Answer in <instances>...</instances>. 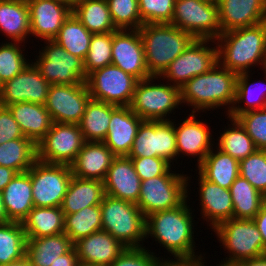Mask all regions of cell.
<instances>
[{"label":"cell","mask_w":266,"mask_h":266,"mask_svg":"<svg viewBox=\"0 0 266 266\" xmlns=\"http://www.w3.org/2000/svg\"><path fill=\"white\" fill-rule=\"evenodd\" d=\"M187 199L182 205L146 217V239L153 238L171 257L200 256L196 251L195 221ZM196 251V252H195Z\"/></svg>","instance_id":"1"},{"label":"cell","mask_w":266,"mask_h":266,"mask_svg":"<svg viewBox=\"0 0 266 266\" xmlns=\"http://www.w3.org/2000/svg\"><path fill=\"white\" fill-rule=\"evenodd\" d=\"M237 76L217 63L210 71L193 77L181 87L182 105L191 107V112L196 113L223 106L227 110L224 114L226 112L225 116H228L236 98Z\"/></svg>","instance_id":"2"},{"label":"cell","mask_w":266,"mask_h":266,"mask_svg":"<svg viewBox=\"0 0 266 266\" xmlns=\"http://www.w3.org/2000/svg\"><path fill=\"white\" fill-rule=\"evenodd\" d=\"M218 63L228 70L239 73L252 72L253 67L263 69L266 61V22L230 30L215 40Z\"/></svg>","instance_id":"3"},{"label":"cell","mask_w":266,"mask_h":266,"mask_svg":"<svg viewBox=\"0 0 266 266\" xmlns=\"http://www.w3.org/2000/svg\"><path fill=\"white\" fill-rule=\"evenodd\" d=\"M139 33L151 76H161L170 63L196 40L192 34L171 23L143 24Z\"/></svg>","instance_id":"4"},{"label":"cell","mask_w":266,"mask_h":266,"mask_svg":"<svg viewBox=\"0 0 266 266\" xmlns=\"http://www.w3.org/2000/svg\"><path fill=\"white\" fill-rule=\"evenodd\" d=\"M100 208L103 231L119 240L126 248L144 247L146 217L136 204L105 194Z\"/></svg>","instance_id":"5"},{"label":"cell","mask_w":266,"mask_h":266,"mask_svg":"<svg viewBox=\"0 0 266 266\" xmlns=\"http://www.w3.org/2000/svg\"><path fill=\"white\" fill-rule=\"evenodd\" d=\"M156 80L159 81L156 83ZM179 106L183 107L181 88L171 85L160 76L138 81L130 104L131 110L142 120H172L171 114L174 115V110L180 109Z\"/></svg>","instance_id":"6"},{"label":"cell","mask_w":266,"mask_h":266,"mask_svg":"<svg viewBox=\"0 0 266 266\" xmlns=\"http://www.w3.org/2000/svg\"><path fill=\"white\" fill-rule=\"evenodd\" d=\"M218 242L228 255L216 266L234 263L266 254L261 233L253 219H235L220 223L214 230ZM215 266V265H214Z\"/></svg>","instance_id":"7"},{"label":"cell","mask_w":266,"mask_h":266,"mask_svg":"<svg viewBox=\"0 0 266 266\" xmlns=\"http://www.w3.org/2000/svg\"><path fill=\"white\" fill-rule=\"evenodd\" d=\"M170 169L165 175L141 181L137 206L145 217L158 211L172 209L189 199L191 177Z\"/></svg>","instance_id":"8"},{"label":"cell","mask_w":266,"mask_h":266,"mask_svg":"<svg viewBox=\"0 0 266 266\" xmlns=\"http://www.w3.org/2000/svg\"><path fill=\"white\" fill-rule=\"evenodd\" d=\"M44 44L37 53L39 56L36 55L35 60H31L50 85H75L86 82L82 59L67 52L54 40H44Z\"/></svg>","instance_id":"9"},{"label":"cell","mask_w":266,"mask_h":266,"mask_svg":"<svg viewBox=\"0 0 266 266\" xmlns=\"http://www.w3.org/2000/svg\"><path fill=\"white\" fill-rule=\"evenodd\" d=\"M171 24L196 39L216 40L222 33L216 0H175Z\"/></svg>","instance_id":"10"},{"label":"cell","mask_w":266,"mask_h":266,"mask_svg":"<svg viewBox=\"0 0 266 266\" xmlns=\"http://www.w3.org/2000/svg\"><path fill=\"white\" fill-rule=\"evenodd\" d=\"M217 63L216 41L196 39L170 63L160 77L171 85L181 88L193 77L210 71Z\"/></svg>","instance_id":"11"},{"label":"cell","mask_w":266,"mask_h":266,"mask_svg":"<svg viewBox=\"0 0 266 266\" xmlns=\"http://www.w3.org/2000/svg\"><path fill=\"white\" fill-rule=\"evenodd\" d=\"M175 120H143L128 157H161L178 164Z\"/></svg>","instance_id":"12"},{"label":"cell","mask_w":266,"mask_h":266,"mask_svg":"<svg viewBox=\"0 0 266 266\" xmlns=\"http://www.w3.org/2000/svg\"><path fill=\"white\" fill-rule=\"evenodd\" d=\"M28 174L32 184L34 207H61L73 177L71 167L37 159Z\"/></svg>","instance_id":"13"},{"label":"cell","mask_w":266,"mask_h":266,"mask_svg":"<svg viewBox=\"0 0 266 266\" xmlns=\"http://www.w3.org/2000/svg\"><path fill=\"white\" fill-rule=\"evenodd\" d=\"M85 142L79 124L53 122L51 129L36 145L37 159L70 166Z\"/></svg>","instance_id":"14"},{"label":"cell","mask_w":266,"mask_h":266,"mask_svg":"<svg viewBox=\"0 0 266 266\" xmlns=\"http://www.w3.org/2000/svg\"><path fill=\"white\" fill-rule=\"evenodd\" d=\"M138 80L115 65L91 72L86 79L92 99L117 106H130Z\"/></svg>","instance_id":"15"},{"label":"cell","mask_w":266,"mask_h":266,"mask_svg":"<svg viewBox=\"0 0 266 266\" xmlns=\"http://www.w3.org/2000/svg\"><path fill=\"white\" fill-rule=\"evenodd\" d=\"M90 98L86 82L75 85L51 84L44 106L53 122L79 124Z\"/></svg>","instance_id":"16"},{"label":"cell","mask_w":266,"mask_h":266,"mask_svg":"<svg viewBox=\"0 0 266 266\" xmlns=\"http://www.w3.org/2000/svg\"><path fill=\"white\" fill-rule=\"evenodd\" d=\"M112 65L138 81L151 77L146 67L144 45L139 29L112 32Z\"/></svg>","instance_id":"17"},{"label":"cell","mask_w":266,"mask_h":266,"mask_svg":"<svg viewBox=\"0 0 266 266\" xmlns=\"http://www.w3.org/2000/svg\"><path fill=\"white\" fill-rule=\"evenodd\" d=\"M198 114L201 113L190 112L184 118L183 122L176 124L175 121V136L177 146V159L188 156L197 158L196 167L204 160L206 155L212 150L215 141L210 132L209 126L205 121L197 120ZM213 137V138H212ZM184 155V156H183ZM183 156V157H182Z\"/></svg>","instance_id":"18"},{"label":"cell","mask_w":266,"mask_h":266,"mask_svg":"<svg viewBox=\"0 0 266 266\" xmlns=\"http://www.w3.org/2000/svg\"><path fill=\"white\" fill-rule=\"evenodd\" d=\"M50 84L31 62L22 72L3 83L0 105L7 107L17 102L45 104Z\"/></svg>","instance_id":"19"},{"label":"cell","mask_w":266,"mask_h":266,"mask_svg":"<svg viewBox=\"0 0 266 266\" xmlns=\"http://www.w3.org/2000/svg\"><path fill=\"white\" fill-rule=\"evenodd\" d=\"M30 12L31 37L53 40L72 9L62 0H26Z\"/></svg>","instance_id":"20"},{"label":"cell","mask_w":266,"mask_h":266,"mask_svg":"<svg viewBox=\"0 0 266 266\" xmlns=\"http://www.w3.org/2000/svg\"><path fill=\"white\" fill-rule=\"evenodd\" d=\"M199 175V176H198ZM196 175L198 181L199 209L201 218L210 226L211 231L220 223L233 218V203L230 189L205 179L199 172Z\"/></svg>","instance_id":"21"},{"label":"cell","mask_w":266,"mask_h":266,"mask_svg":"<svg viewBox=\"0 0 266 266\" xmlns=\"http://www.w3.org/2000/svg\"><path fill=\"white\" fill-rule=\"evenodd\" d=\"M222 33L266 21V0H216Z\"/></svg>","instance_id":"22"},{"label":"cell","mask_w":266,"mask_h":266,"mask_svg":"<svg viewBox=\"0 0 266 266\" xmlns=\"http://www.w3.org/2000/svg\"><path fill=\"white\" fill-rule=\"evenodd\" d=\"M103 184L105 194L137 204L141 190V179L128 156H116L114 158Z\"/></svg>","instance_id":"23"},{"label":"cell","mask_w":266,"mask_h":266,"mask_svg":"<svg viewBox=\"0 0 266 266\" xmlns=\"http://www.w3.org/2000/svg\"><path fill=\"white\" fill-rule=\"evenodd\" d=\"M142 121L130 106H117L111 113L103 143L115 156H128Z\"/></svg>","instance_id":"24"},{"label":"cell","mask_w":266,"mask_h":266,"mask_svg":"<svg viewBox=\"0 0 266 266\" xmlns=\"http://www.w3.org/2000/svg\"><path fill=\"white\" fill-rule=\"evenodd\" d=\"M79 262L109 266L126 247L108 232L100 230L74 243Z\"/></svg>","instance_id":"25"},{"label":"cell","mask_w":266,"mask_h":266,"mask_svg":"<svg viewBox=\"0 0 266 266\" xmlns=\"http://www.w3.org/2000/svg\"><path fill=\"white\" fill-rule=\"evenodd\" d=\"M115 157L103 142H85L70 165L72 175L104 181Z\"/></svg>","instance_id":"26"},{"label":"cell","mask_w":266,"mask_h":266,"mask_svg":"<svg viewBox=\"0 0 266 266\" xmlns=\"http://www.w3.org/2000/svg\"><path fill=\"white\" fill-rule=\"evenodd\" d=\"M26 138L36 145L51 129L53 120L43 104L17 102L7 106Z\"/></svg>","instance_id":"27"},{"label":"cell","mask_w":266,"mask_h":266,"mask_svg":"<svg viewBox=\"0 0 266 266\" xmlns=\"http://www.w3.org/2000/svg\"><path fill=\"white\" fill-rule=\"evenodd\" d=\"M1 194L8 220L22 223L34 207L28 171L17 173Z\"/></svg>","instance_id":"28"},{"label":"cell","mask_w":266,"mask_h":266,"mask_svg":"<svg viewBox=\"0 0 266 266\" xmlns=\"http://www.w3.org/2000/svg\"><path fill=\"white\" fill-rule=\"evenodd\" d=\"M0 33L10 38L8 41L27 43L31 31L26 0H0Z\"/></svg>","instance_id":"29"},{"label":"cell","mask_w":266,"mask_h":266,"mask_svg":"<svg viewBox=\"0 0 266 266\" xmlns=\"http://www.w3.org/2000/svg\"><path fill=\"white\" fill-rule=\"evenodd\" d=\"M105 196L103 181L73 176L61 204L64 215L100 205Z\"/></svg>","instance_id":"30"},{"label":"cell","mask_w":266,"mask_h":266,"mask_svg":"<svg viewBox=\"0 0 266 266\" xmlns=\"http://www.w3.org/2000/svg\"><path fill=\"white\" fill-rule=\"evenodd\" d=\"M213 148L197 166L196 172L198 171L205 179L220 187L230 189L239 176V161L215 145Z\"/></svg>","instance_id":"31"},{"label":"cell","mask_w":266,"mask_h":266,"mask_svg":"<svg viewBox=\"0 0 266 266\" xmlns=\"http://www.w3.org/2000/svg\"><path fill=\"white\" fill-rule=\"evenodd\" d=\"M26 256L31 266H50L74 244L65 233L39 238H26Z\"/></svg>","instance_id":"32"},{"label":"cell","mask_w":266,"mask_h":266,"mask_svg":"<svg viewBox=\"0 0 266 266\" xmlns=\"http://www.w3.org/2000/svg\"><path fill=\"white\" fill-rule=\"evenodd\" d=\"M250 74L239 73L236 82V98L233 108L230 110L228 117L237 118L240 114L248 111L260 110L266 108V74L260 81H252ZM252 81V83H251ZM263 86H261V85ZM244 103L243 105H241Z\"/></svg>","instance_id":"33"},{"label":"cell","mask_w":266,"mask_h":266,"mask_svg":"<svg viewBox=\"0 0 266 266\" xmlns=\"http://www.w3.org/2000/svg\"><path fill=\"white\" fill-rule=\"evenodd\" d=\"M21 224L26 238L64 233V213L61 207H33Z\"/></svg>","instance_id":"34"},{"label":"cell","mask_w":266,"mask_h":266,"mask_svg":"<svg viewBox=\"0 0 266 266\" xmlns=\"http://www.w3.org/2000/svg\"><path fill=\"white\" fill-rule=\"evenodd\" d=\"M116 107L117 105L90 98L79 123L86 142H103L105 140L111 113Z\"/></svg>","instance_id":"35"},{"label":"cell","mask_w":266,"mask_h":266,"mask_svg":"<svg viewBox=\"0 0 266 266\" xmlns=\"http://www.w3.org/2000/svg\"><path fill=\"white\" fill-rule=\"evenodd\" d=\"M230 192L235 219H253L266 203V197L240 175L231 185Z\"/></svg>","instance_id":"36"},{"label":"cell","mask_w":266,"mask_h":266,"mask_svg":"<svg viewBox=\"0 0 266 266\" xmlns=\"http://www.w3.org/2000/svg\"><path fill=\"white\" fill-rule=\"evenodd\" d=\"M227 119L231 124L227 123L228 126L226 127L225 125L222 133L219 132L218 139H214L216 142L218 141L217 143L215 142V145L234 159L241 161L254 153L257 148L252 138L237 119L231 117H227Z\"/></svg>","instance_id":"37"},{"label":"cell","mask_w":266,"mask_h":266,"mask_svg":"<svg viewBox=\"0 0 266 266\" xmlns=\"http://www.w3.org/2000/svg\"><path fill=\"white\" fill-rule=\"evenodd\" d=\"M76 18L93 34L115 32L106 0H85L72 9Z\"/></svg>","instance_id":"38"},{"label":"cell","mask_w":266,"mask_h":266,"mask_svg":"<svg viewBox=\"0 0 266 266\" xmlns=\"http://www.w3.org/2000/svg\"><path fill=\"white\" fill-rule=\"evenodd\" d=\"M37 160V146L29 138H18L0 145V166L28 171Z\"/></svg>","instance_id":"39"},{"label":"cell","mask_w":266,"mask_h":266,"mask_svg":"<svg viewBox=\"0 0 266 266\" xmlns=\"http://www.w3.org/2000/svg\"><path fill=\"white\" fill-rule=\"evenodd\" d=\"M92 36L93 33L71 13L53 40L67 52L84 60L89 50Z\"/></svg>","instance_id":"40"},{"label":"cell","mask_w":266,"mask_h":266,"mask_svg":"<svg viewBox=\"0 0 266 266\" xmlns=\"http://www.w3.org/2000/svg\"><path fill=\"white\" fill-rule=\"evenodd\" d=\"M100 230H102L100 205L89 206L78 212L64 215V233L73 244Z\"/></svg>","instance_id":"41"},{"label":"cell","mask_w":266,"mask_h":266,"mask_svg":"<svg viewBox=\"0 0 266 266\" xmlns=\"http://www.w3.org/2000/svg\"><path fill=\"white\" fill-rule=\"evenodd\" d=\"M26 235L19 222L0 224V265L21 259L26 254Z\"/></svg>","instance_id":"42"},{"label":"cell","mask_w":266,"mask_h":266,"mask_svg":"<svg viewBox=\"0 0 266 266\" xmlns=\"http://www.w3.org/2000/svg\"><path fill=\"white\" fill-rule=\"evenodd\" d=\"M0 44V80L5 83L22 72L32 60L24 54L26 46L23 43L5 41Z\"/></svg>","instance_id":"43"},{"label":"cell","mask_w":266,"mask_h":266,"mask_svg":"<svg viewBox=\"0 0 266 266\" xmlns=\"http://www.w3.org/2000/svg\"><path fill=\"white\" fill-rule=\"evenodd\" d=\"M112 64V32L93 34L83 60L86 77L93 71Z\"/></svg>","instance_id":"44"},{"label":"cell","mask_w":266,"mask_h":266,"mask_svg":"<svg viewBox=\"0 0 266 266\" xmlns=\"http://www.w3.org/2000/svg\"><path fill=\"white\" fill-rule=\"evenodd\" d=\"M239 175L266 197V150L257 149L239 161Z\"/></svg>","instance_id":"45"},{"label":"cell","mask_w":266,"mask_h":266,"mask_svg":"<svg viewBox=\"0 0 266 266\" xmlns=\"http://www.w3.org/2000/svg\"><path fill=\"white\" fill-rule=\"evenodd\" d=\"M112 21L117 29H139L143 22L138 0H106Z\"/></svg>","instance_id":"46"},{"label":"cell","mask_w":266,"mask_h":266,"mask_svg":"<svg viewBox=\"0 0 266 266\" xmlns=\"http://www.w3.org/2000/svg\"><path fill=\"white\" fill-rule=\"evenodd\" d=\"M143 24L171 23L175 0H138Z\"/></svg>","instance_id":"47"},{"label":"cell","mask_w":266,"mask_h":266,"mask_svg":"<svg viewBox=\"0 0 266 266\" xmlns=\"http://www.w3.org/2000/svg\"><path fill=\"white\" fill-rule=\"evenodd\" d=\"M236 119L252 138L256 148L266 150V108L245 112Z\"/></svg>","instance_id":"48"},{"label":"cell","mask_w":266,"mask_h":266,"mask_svg":"<svg viewBox=\"0 0 266 266\" xmlns=\"http://www.w3.org/2000/svg\"><path fill=\"white\" fill-rule=\"evenodd\" d=\"M158 255L148 247H128L109 266H155Z\"/></svg>","instance_id":"49"},{"label":"cell","mask_w":266,"mask_h":266,"mask_svg":"<svg viewBox=\"0 0 266 266\" xmlns=\"http://www.w3.org/2000/svg\"><path fill=\"white\" fill-rule=\"evenodd\" d=\"M141 181L165 175L172 166L161 157H129Z\"/></svg>","instance_id":"50"},{"label":"cell","mask_w":266,"mask_h":266,"mask_svg":"<svg viewBox=\"0 0 266 266\" xmlns=\"http://www.w3.org/2000/svg\"><path fill=\"white\" fill-rule=\"evenodd\" d=\"M18 138L26 137L21 132L19 124L13 118L10 110L0 105V145Z\"/></svg>","instance_id":"51"},{"label":"cell","mask_w":266,"mask_h":266,"mask_svg":"<svg viewBox=\"0 0 266 266\" xmlns=\"http://www.w3.org/2000/svg\"><path fill=\"white\" fill-rule=\"evenodd\" d=\"M203 255L192 257H174V259L158 257L155 266H207Z\"/></svg>","instance_id":"52"},{"label":"cell","mask_w":266,"mask_h":266,"mask_svg":"<svg viewBox=\"0 0 266 266\" xmlns=\"http://www.w3.org/2000/svg\"><path fill=\"white\" fill-rule=\"evenodd\" d=\"M78 263L77 253L73 247L68 253L60 255L50 266H77Z\"/></svg>","instance_id":"53"},{"label":"cell","mask_w":266,"mask_h":266,"mask_svg":"<svg viewBox=\"0 0 266 266\" xmlns=\"http://www.w3.org/2000/svg\"><path fill=\"white\" fill-rule=\"evenodd\" d=\"M253 220L261 233L263 245L266 249V203L261 207Z\"/></svg>","instance_id":"54"},{"label":"cell","mask_w":266,"mask_h":266,"mask_svg":"<svg viewBox=\"0 0 266 266\" xmlns=\"http://www.w3.org/2000/svg\"><path fill=\"white\" fill-rule=\"evenodd\" d=\"M17 173L18 172L13 169L0 166V192L3 191V189L11 182Z\"/></svg>","instance_id":"55"},{"label":"cell","mask_w":266,"mask_h":266,"mask_svg":"<svg viewBox=\"0 0 266 266\" xmlns=\"http://www.w3.org/2000/svg\"><path fill=\"white\" fill-rule=\"evenodd\" d=\"M231 266H266V254L234 263Z\"/></svg>","instance_id":"56"},{"label":"cell","mask_w":266,"mask_h":266,"mask_svg":"<svg viewBox=\"0 0 266 266\" xmlns=\"http://www.w3.org/2000/svg\"><path fill=\"white\" fill-rule=\"evenodd\" d=\"M0 266H31L27 256L25 255L24 257H22L19 260L10 262L8 264H4V265H0Z\"/></svg>","instance_id":"57"},{"label":"cell","mask_w":266,"mask_h":266,"mask_svg":"<svg viewBox=\"0 0 266 266\" xmlns=\"http://www.w3.org/2000/svg\"><path fill=\"white\" fill-rule=\"evenodd\" d=\"M7 222H10V221L7 218L6 210H5L4 203H3L2 194L0 192V224H4Z\"/></svg>","instance_id":"58"},{"label":"cell","mask_w":266,"mask_h":266,"mask_svg":"<svg viewBox=\"0 0 266 266\" xmlns=\"http://www.w3.org/2000/svg\"><path fill=\"white\" fill-rule=\"evenodd\" d=\"M65 4H67L71 9H73L76 5L85 0H62Z\"/></svg>","instance_id":"59"},{"label":"cell","mask_w":266,"mask_h":266,"mask_svg":"<svg viewBox=\"0 0 266 266\" xmlns=\"http://www.w3.org/2000/svg\"><path fill=\"white\" fill-rule=\"evenodd\" d=\"M77 266H103V265H96V264H88L84 262H79Z\"/></svg>","instance_id":"60"},{"label":"cell","mask_w":266,"mask_h":266,"mask_svg":"<svg viewBox=\"0 0 266 266\" xmlns=\"http://www.w3.org/2000/svg\"><path fill=\"white\" fill-rule=\"evenodd\" d=\"M263 73H265L266 74V61H265V63H264V66H263Z\"/></svg>","instance_id":"61"},{"label":"cell","mask_w":266,"mask_h":266,"mask_svg":"<svg viewBox=\"0 0 266 266\" xmlns=\"http://www.w3.org/2000/svg\"><path fill=\"white\" fill-rule=\"evenodd\" d=\"M2 86H3V83L0 80V92H1Z\"/></svg>","instance_id":"62"}]
</instances>
